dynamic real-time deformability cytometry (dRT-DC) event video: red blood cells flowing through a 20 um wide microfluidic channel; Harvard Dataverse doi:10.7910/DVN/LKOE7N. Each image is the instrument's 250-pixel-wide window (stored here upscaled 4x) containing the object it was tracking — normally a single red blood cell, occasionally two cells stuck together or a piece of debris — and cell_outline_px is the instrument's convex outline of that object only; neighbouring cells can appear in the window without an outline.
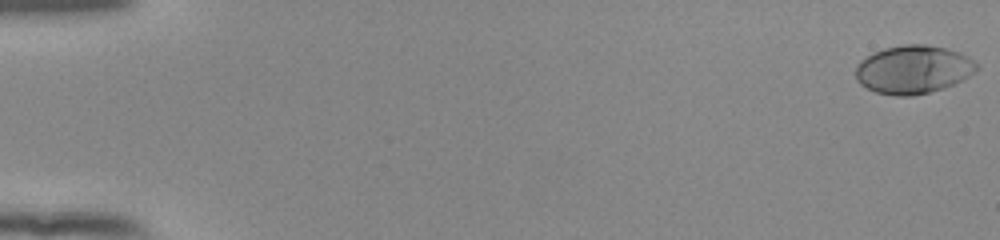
{"species": "human", "species_latin": "Homo sapiens", "temperature_condition": "room temperature", "stored_images_in_passage": 54, "camera_frame_rate_fps": 3000, "um_per_image_px": 0.085, "donor": {"sex": "female"}, "frame": {"image": 1, "passage_image": 1, "time_ms": 0.0, "image_size_px": [1000, 240], "cell_outline_px": [[980, 68], [976, 72], [944, 88], [912, 96], [896, 96], [876, 92], [860, 84], [856, 80], [856, 64], [860, 60], [872, 52], [884, 48], [904, 44], [924, 44], [944, 48], [960, 52], [968, 56]], "centroid_in_image_um": [77.6, 5.9], "position_along_channel_um": 7.4, "area_um2": 34.1}}
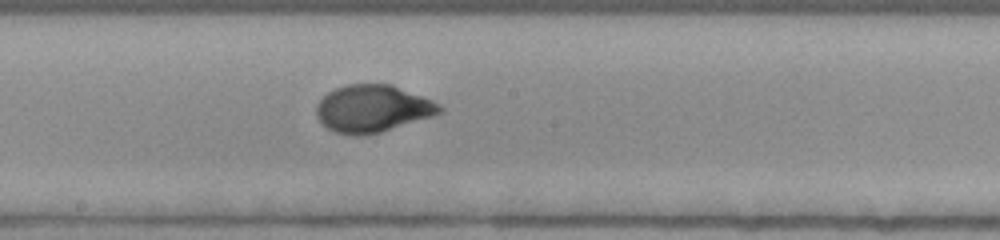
{"frame": {"image": 2, "passage_image": 31, "time_ms": 10.0, "image_size_px": [1000, 240], "cell_outline_px": [[444, 108], [440, 112], [432, 116], [380, 132], [364, 136], [352, 136], [336, 132], [328, 128], [316, 116], [316, 104], [328, 92], [336, 88], [348, 84], [392, 84], [432, 100], [440, 104]], "centroid_in_image_um": [31.66, 9.23], "position_along_channel_um": 216.5, "area_um2": 33.81}}
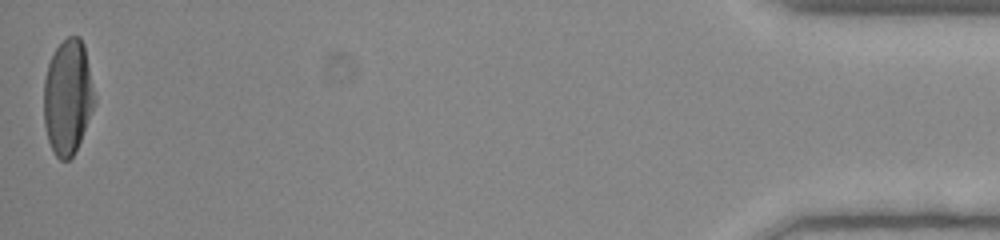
{"frame": {"image": 3, "passage_image": 54, "time_ms": 17.667, "image_size_px": [1000, 240], "cell_outline_px": [[96, 104], [80, 140], [72, 156], [68, 160], [60, 160], [56, 156], [48, 140], [44, 124], [44, 80], [48, 64], [56, 48], [68, 36], [80, 36], [84, 44], [96, 100]], "centroid_in_image_um": [5.77, 8.24], "position_along_channel_um": 429.4, "area_um2": 33.93}, "authors_computed_cell_mechanics": {"area_um2": 33.3217, "velocity_mm_per_s": 3.9034, "shape_relaxation_time_tau1_ms": 3.8572, "shape_relaxation_time_tau2_ms": null, "deformation_change_tau1": 0.1904, "deformation_change_tau2": null}}